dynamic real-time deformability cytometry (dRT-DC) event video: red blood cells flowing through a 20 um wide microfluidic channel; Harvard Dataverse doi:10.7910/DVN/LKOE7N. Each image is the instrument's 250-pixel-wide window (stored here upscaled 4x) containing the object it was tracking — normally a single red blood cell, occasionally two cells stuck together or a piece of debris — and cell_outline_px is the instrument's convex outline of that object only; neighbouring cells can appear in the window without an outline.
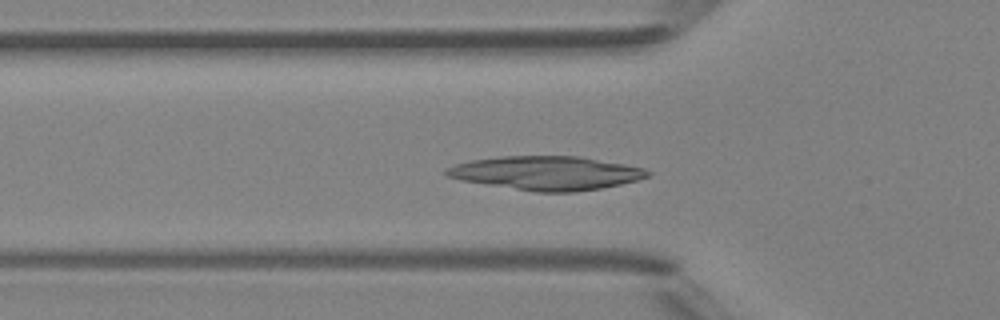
{"species": "Egyptian fruit bat (a non-hibernating species)", "species_latin": "Rousettus aegyptiacus", "temperature_condition": "room temperature", "stored_images_in_passage": 46, "camera_frame_rate_fps": 3000, "um_per_image_px": 0.085, "animal": {"sex": "female"}, "frame": {"image": 1, "passage_image": 14, "time_ms": 4.333, "image_size_px": [1000, 320], "cell_outline_px": [[652, 172], [648, 176], [636, 180], [620, 184], [600, 188], [572, 192], [536, 192], [460, 180], [448, 176], [444, 172], [444, 168], [456, 164], [472, 160], [500, 156], [580, 156], [624, 164], [644, 168]], "centroid_in_image_um": [46.43, 14.7], "position_along_channel_um": 79.4, "area_um2": 39.42}}
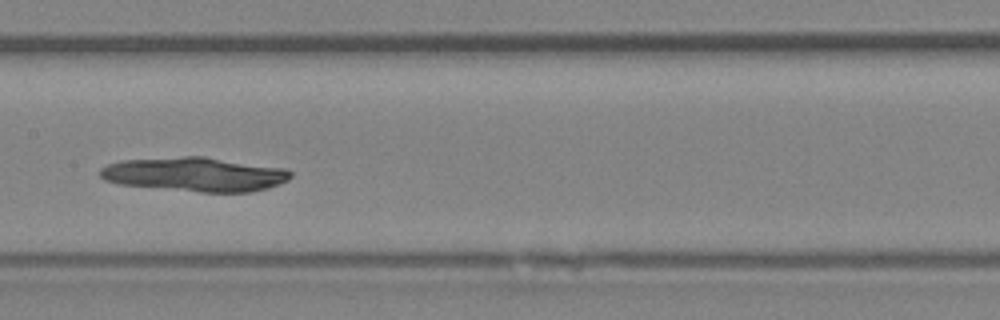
{"frame": {"image": 2, "passage_image": 22, "time_ms": 7.0, "image_size_px": [1000, 320], "cell_outline_px": [[292, 176], [288, 180], [280, 184], [268, 188], [252, 192], [200, 192], [120, 184], [104, 180], [100, 176], [100, 168], [108, 164], [120, 160], [180, 156], [204, 156], [284, 168], [292, 172]], "centroid_in_image_um": [16.58, 14.81], "position_along_channel_um": 190.8, "area_um2": 38.09}}
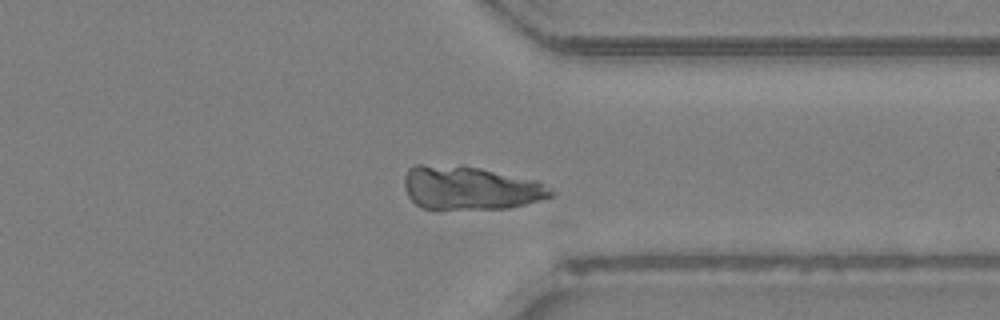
{"frame": {"image": 3, "passage_image": 35, "time_ms": 11.333, "image_size_px": [1000, 320], "cell_outline_px": [[556, 196], [508, 208], [420, 208], [408, 196], [404, 188], [404, 176], [408, 168], [412, 164], [464, 164], [536, 180], [552, 188], [556, 192]], "centroid_in_image_um": [39.96, 15.94], "position_along_channel_um": 371.4, "area_um2": 37.74}}